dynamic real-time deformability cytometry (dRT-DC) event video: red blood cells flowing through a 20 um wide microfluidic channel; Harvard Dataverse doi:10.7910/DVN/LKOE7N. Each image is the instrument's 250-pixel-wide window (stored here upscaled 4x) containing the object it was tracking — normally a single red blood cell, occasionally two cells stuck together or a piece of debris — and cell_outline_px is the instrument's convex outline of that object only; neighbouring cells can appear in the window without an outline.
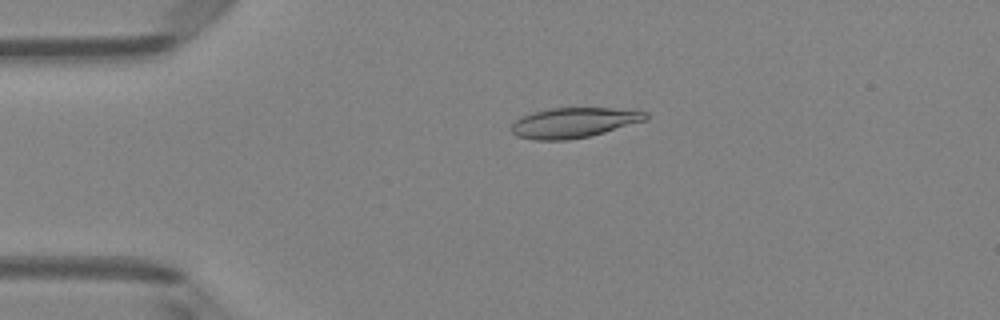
{"species": "Egyptian fruit bat (a non-hibernating species)", "species_latin": "Rousettus aegyptiacus", "temperature_condition": "room temperature", "stored_images_in_passage": 49, "camera_frame_rate_fps": 3000, "um_per_image_px": 0.085, "animal": {"sex": "female"}, "frame": {"image": 1, "passage_image": 10, "time_ms": 3.0, "image_size_px": [1000, 320], "cell_outline_px": [[648, 120], [604, 132], [588, 136], [568, 140], [536, 140], [516, 136], [512, 132], [512, 124], [516, 120], [524, 116], [536, 112], [552, 108], [612, 108], [648, 112]], "centroid_in_image_um": [48.81, 10.43], "position_along_channel_um": 36.2, "area_um2": 23.29}}
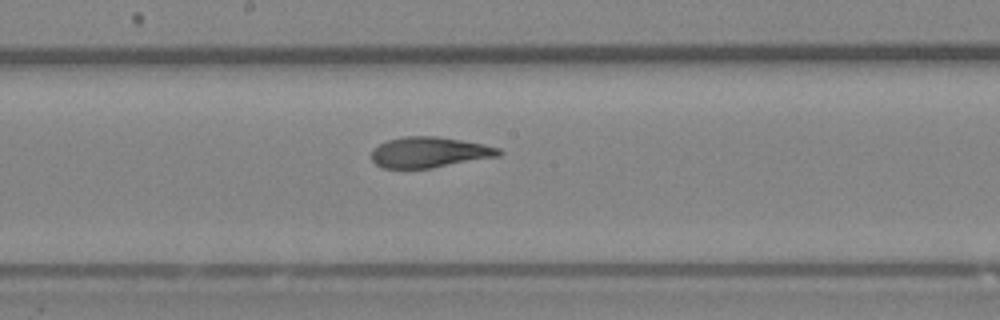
{"frame": {"image": 2, "passage_image": 26, "time_ms": 8.333, "image_size_px": [1000, 320], "cell_outline_px": [[504, 152], [500, 156], [432, 168], [384, 168], [376, 164], [372, 160], [372, 148], [388, 140], [404, 136], [436, 136], [484, 144], [500, 148]], "centroid_in_image_um": [36.52, 12.94], "position_along_channel_um": 211.7, "area_um2": 22.77}}
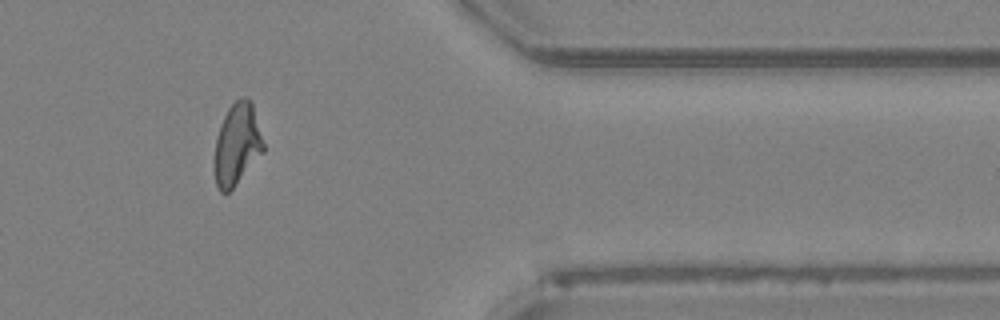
{"frame": {"image": 3, "passage_image": 41, "time_ms": 13.333, "image_size_px": [1000, 320], "cell_outline_px": [[264, 152], [236, 184], [228, 192], [220, 192], [216, 184], [216, 136], [220, 124], [228, 108], [236, 100], [244, 96], [248, 96], [252, 104], [264, 144]], "centroid_in_image_um": [20.17, 12.24], "position_along_channel_um": 391.2, "area_um2": 22.83}, "authors_computed_cell_mechanics": {"area_um2": 23.3512, "velocity_mm_per_s": 4.0044, "shape_relaxation_time_tau1_ms": 4.3005, "shape_relaxation_time_tau2_ms": 1.8198, "deformation_change_tau1": 0.1764, "deformation_change_tau2": 0.0865}}